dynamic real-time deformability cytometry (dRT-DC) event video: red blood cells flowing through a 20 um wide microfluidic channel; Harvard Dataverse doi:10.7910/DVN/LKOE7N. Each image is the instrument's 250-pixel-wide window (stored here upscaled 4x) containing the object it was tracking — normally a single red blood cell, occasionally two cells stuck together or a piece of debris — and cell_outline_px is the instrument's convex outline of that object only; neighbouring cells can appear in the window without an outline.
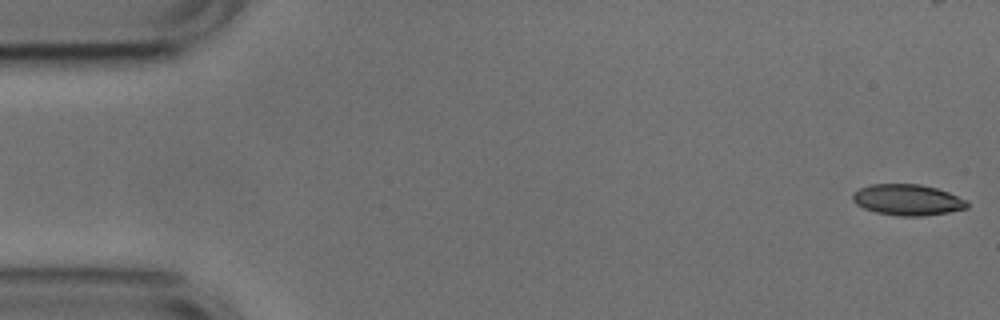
{"species": "common noctule bat (a hibernating species)", "species_latin": "Nyctalus noctula", "temperature_condition": "cold", "stored_images_in_passage": 53, "camera_frame_rate_fps": 3000, "um_per_image_px": 0.085, "animal": {"sex": "male", "body_mass_g": 17.9, "forearm_length_mm": 54.2}, "frame": {"image": 1, "passage_image": 1, "time_ms": 0.0, "image_size_px": [1000, 320], "cell_outline_px": [[968, 208], [948, 212], [920, 216], [900, 216], [876, 212], [864, 208], [856, 204], [852, 200], [852, 192], [860, 188], [872, 184], [920, 184], [936, 188], [948, 192], [968, 200]], "centroid_in_image_um": [77.14, 16.98], "position_along_channel_um": 7.9, "area_um2": 20.69}}
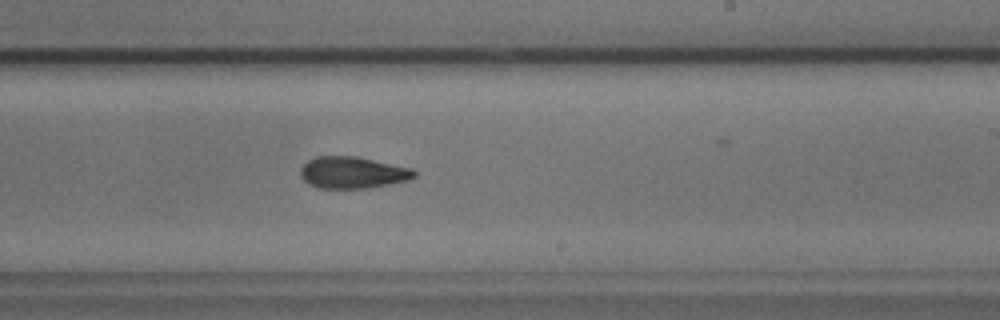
{"frame": {"image": 2, "passage_image": 31, "time_ms": 10.0, "image_size_px": [1000, 320], "cell_outline_px": [[416, 176], [412, 180], [368, 188], [320, 188], [308, 184], [300, 176], [300, 168], [308, 160], [316, 156], [356, 156], [412, 168], [416, 172]], "centroid_in_image_um": [29.99, 14.67], "position_along_channel_um": 259.0, "area_um2": 21.21}}
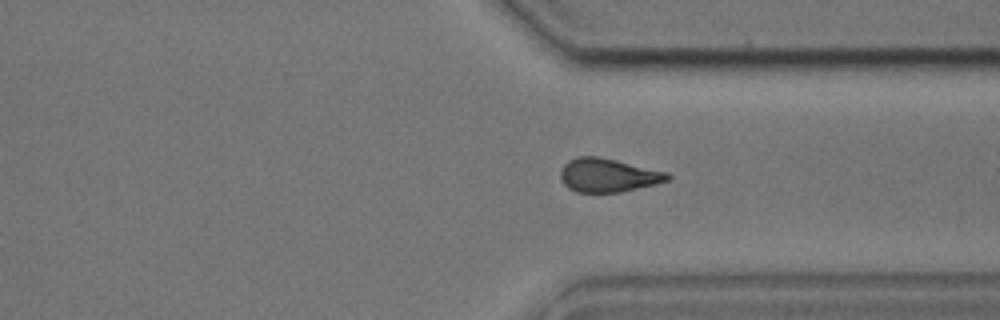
{"frame": {"image": 3, "passage_image": 39, "time_ms": 12.667, "image_size_px": [1000, 320], "cell_outline_px": [[672, 176], [668, 180], [656, 184], [620, 192], [576, 192], [568, 188], [564, 184], [560, 176], [560, 172], [564, 164], [568, 160], [576, 156], [596, 156], [616, 160], [668, 172]], "centroid_in_image_um": [51.67, 14.89], "position_along_channel_um": 359.7, "area_um2": 20.98}, "authors_computed_cell_mechanics": {"area_um2": 21.2126, "velocity_mm_per_s": 3.7719, "shape_relaxation_time_tau1_ms": 7.5933, "shape_relaxation_time_tau2_ms": 3.2213, "deformation_change_tau1": 0.1709, "deformation_change_tau2": 0.1099}}